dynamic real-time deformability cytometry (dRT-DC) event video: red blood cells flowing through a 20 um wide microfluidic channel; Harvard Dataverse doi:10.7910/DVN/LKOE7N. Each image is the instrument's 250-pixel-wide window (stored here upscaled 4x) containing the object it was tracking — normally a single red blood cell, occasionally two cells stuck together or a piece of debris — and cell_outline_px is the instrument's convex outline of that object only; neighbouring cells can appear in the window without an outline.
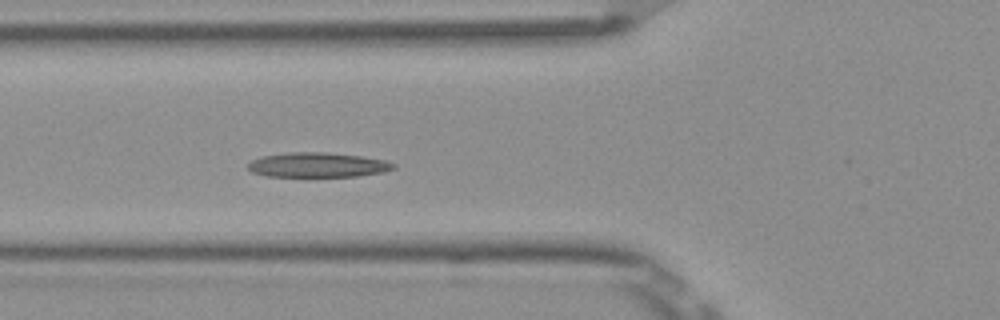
{"species": "Egyptian fruit bat (a non-hibernating species)", "species_latin": "Rousettus aegyptiacus", "temperature_condition": "room temperature", "stored_images_in_passage": 5, "camera_frame_rate_fps": 3000, "um_per_image_px": 0.085, "frame": {"image": 1, "passage_image": 5, "time_ms": 1.333, "image_size_px": [1000, 320], "cell_outline_px": [[396, 168], [384, 172], [356, 176], [264, 176], [252, 172], [248, 168], [248, 164], [252, 160], [264, 156], [288, 152], [328, 152], [360, 156], [388, 160], [396, 164]], "centroid_in_image_um": [27.05, 14.01], "position_along_channel_um": 98.8, "area_um2": 20.98}}